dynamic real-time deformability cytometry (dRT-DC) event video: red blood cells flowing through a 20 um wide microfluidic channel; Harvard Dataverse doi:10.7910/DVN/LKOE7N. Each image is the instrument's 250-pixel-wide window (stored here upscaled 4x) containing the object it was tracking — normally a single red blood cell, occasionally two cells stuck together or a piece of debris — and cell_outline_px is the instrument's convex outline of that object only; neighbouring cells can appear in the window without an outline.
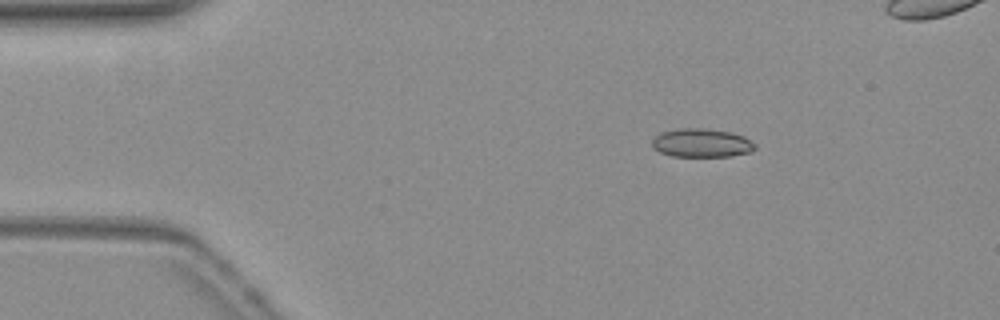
{"species": "common noctule bat (a hibernating species)", "species_latin": "Nyctalus noctula", "temperature_condition": "warm", "stored_images_in_passage": 32, "camera_frame_rate_fps": 3000, "um_per_image_px": 0.085, "animal": {"sex": "female", "body_mass_g": 19.3, "forearm_length_mm": 54.1}, "frame": {"image": 1, "passage_image": 1, "time_ms": 0.0, "image_size_px": [1000, 320], "cell_outline_px": [[756, 148], [752, 152], [732, 156], [672, 156], [660, 152], [652, 148], [652, 140], [656, 136], [664, 132], [684, 128], [700, 128], [728, 132], [744, 136], [756, 144]], "centroid_in_image_um": [59.67, 12.17], "position_along_channel_um": 25.3, "area_um2": 16.99}}
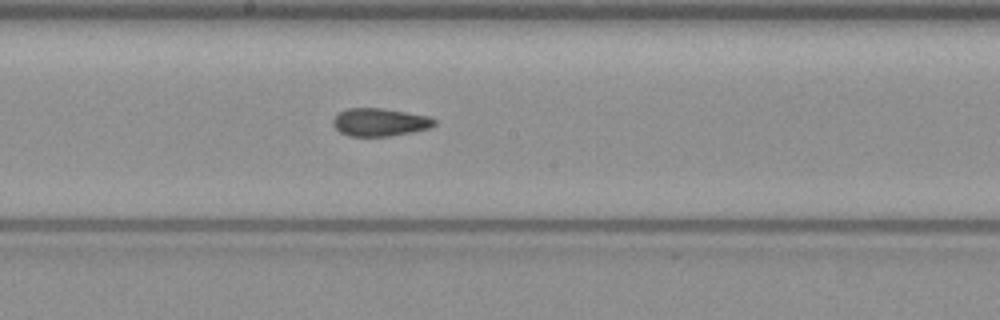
{"frame": {"image": 2, "passage_image": 21, "time_ms": 6.667, "image_size_px": [1000, 320], "cell_outline_px": [[436, 124], [428, 128], [412, 132], [388, 136], [348, 136], [340, 132], [332, 124], [332, 120], [340, 112], [348, 108], [380, 108], [428, 116], [436, 120]], "centroid_in_image_um": [32.26, 10.39], "position_along_channel_um": 215.9, "area_um2": 16.3}}
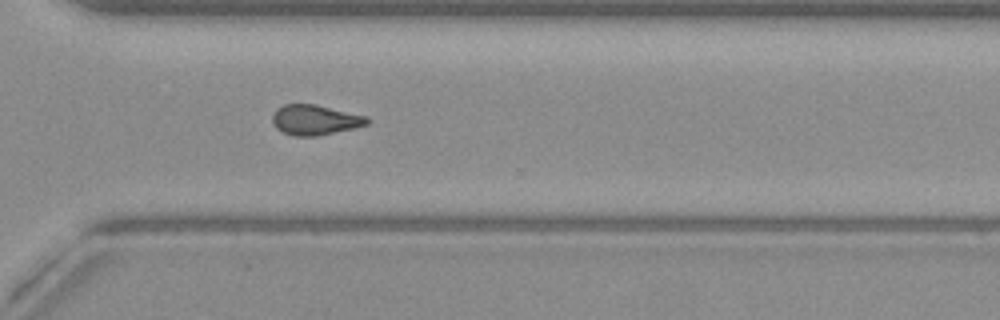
{"frame": {"image": 3, "passage_image": 31, "time_ms": 10.0, "image_size_px": [1000, 320], "cell_outline_px": [[368, 124], [356, 128], [316, 136], [292, 136], [276, 128], [272, 120], [272, 116], [276, 108], [284, 104], [316, 104], [368, 116]], "centroid_in_image_um": [26.78, 10.18], "position_along_channel_um": 343.8, "area_um2": 16.76}}